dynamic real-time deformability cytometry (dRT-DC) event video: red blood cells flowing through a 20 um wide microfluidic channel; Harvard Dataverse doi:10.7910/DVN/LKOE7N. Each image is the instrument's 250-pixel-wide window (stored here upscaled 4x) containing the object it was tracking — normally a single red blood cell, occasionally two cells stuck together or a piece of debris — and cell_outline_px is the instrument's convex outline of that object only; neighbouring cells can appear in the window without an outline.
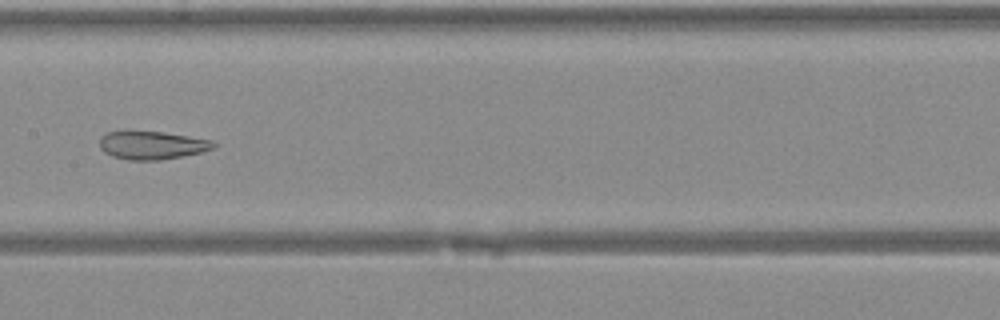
{"species": "Egyptian fruit bat (a non-hibernating species)", "species_latin": "Rousettus aegyptiacus", "temperature_condition": "warm", "stored_images_in_passage": 42, "camera_frame_rate_fps": 3000, "um_per_image_px": 0.085, "animal": {"sex": "female"}, "frame": {"image": 1, "passage_image": 22, "time_ms": 7.0, "image_size_px": [1000, 320], "cell_outline_px": [[216, 148], [200, 152], [160, 160], [128, 160], [112, 156], [104, 152], [100, 148], [100, 136], [108, 132], [160, 132], [212, 140], [216, 144]], "centroid_in_image_um": [12.91, 12.36], "position_along_channel_um": 194.5, "area_um2": 18.38}}
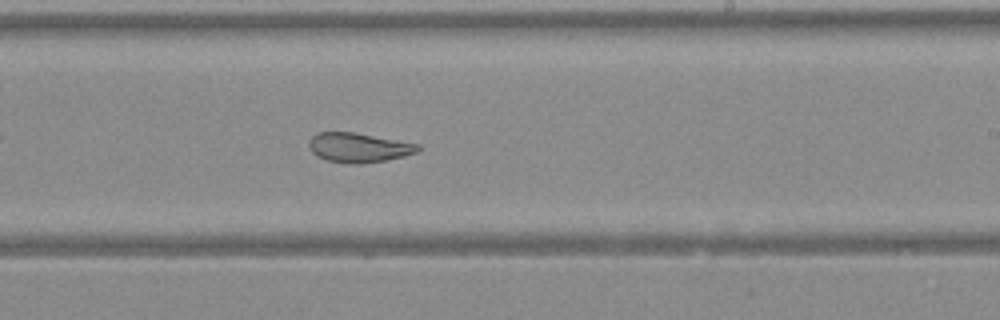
{"frame": {"image": 2, "passage_image": 26, "time_ms": 8.333, "image_size_px": [1000, 320], "cell_outline_px": [[420, 148], [416, 152], [384, 160], [356, 164], [352, 164], [328, 160], [316, 156], [312, 152], [308, 144], [308, 140], [312, 136], [320, 132], [352, 132], [420, 144]], "centroid_in_image_um": [30.43, 12.53], "position_along_channel_um": 258.6, "area_um2": 18.38}}
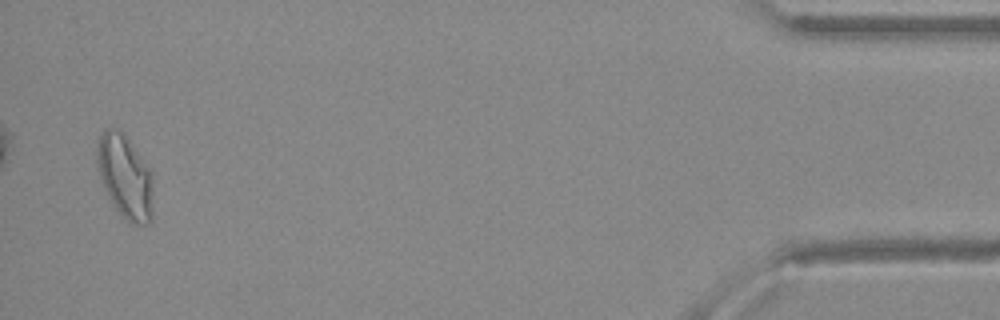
{"frame": {"image": 3, "passage_image": 41, "time_ms": 13.333, "image_size_px": [1000, 320], "cell_outline_px": [[152, 220], [148, 224], [132, 224], [124, 220], [108, 196], [104, 188], [100, 176], [96, 160], [96, 140], [104, 128], [120, 128], [128, 136], [152, 172]], "centroid_in_image_um": [10.62, 14.96], "position_along_channel_um": 424.6, "area_um2": 27.98}}